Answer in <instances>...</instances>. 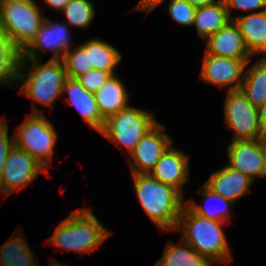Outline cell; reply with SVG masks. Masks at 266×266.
<instances>
[{
  "mask_svg": "<svg viewBox=\"0 0 266 266\" xmlns=\"http://www.w3.org/2000/svg\"><path fill=\"white\" fill-rule=\"evenodd\" d=\"M240 90L257 108L266 101V57L245 69Z\"/></svg>",
  "mask_w": 266,
  "mask_h": 266,
  "instance_id": "cb8c5ba5",
  "label": "cell"
},
{
  "mask_svg": "<svg viewBox=\"0 0 266 266\" xmlns=\"http://www.w3.org/2000/svg\"><path fill=\"white\" fill-rule=\"evenodd\" d=\"M111 76L110 72L92 69L76 79L87 91L95 94Z\"/></svg>",
  "mask_w": 266,
  "mask_h": 266,
  "instance_id": "f546056e",
  "label": "cell"
},
{
  "mask_svg": "<svg viewBox=\"0 0 266 266\" xmlns=\"http://www.w3.org/2000/svg\"><path fill=\"white\" fill-rule=\"evenodd\" d=\"M21 52L8 35H0V85L11 88L18 80Z\"/></svg>",
  "mask_w": 266,
  "mask_h": 266,
  "instance_id": "484cf974",
  "label": "cell"
},
{
  "mask_svg": "<svg viewBox=\"0 0 266 266\" xmlns=\"http://www.w3.org/2000/svg\"><path fill=\"white\" fill-rule=\"evenodd\" d=\"M229 167L238 170L253 181L265 177L262 139L231 141L227 147Z\"/></svg>",
  "mask_w": 266,
  "mask_h": 266,
  "instance_id": "4fadbf2b",
  "label": "cell"
},
{
  "mask_svg": "<svg viewBox=\"0 0 266 266\" xmlns=\"http://www.w3.org/2000/svg\"><path fill=\"white\" fill-rule=\"evenodd\" d=\"M262 155L264 158L265 177H266V137L262 138Z\"/></svg>",
  "mask_w": 266,
  "mask_h": 266,
  "instance_id": "8d00e7d4",
  "label": "cell"
},
{
  "mask_svg": "<svg viewBox=\"0 0 266 266\" xmlns=\"http://www.w3.org/2000/svg\"><path fill=\"white\" fill-rule=\"evenodd\" d=\"M45 17L34 0L0 6L3 31L21 52L35 37Z\"/></svg>",
  "mask_w": 266,
  "mask_h": 266,
  "instance_id": "52a82bcc",
  "label": "cell"
},
{
  "mask_svg": "<svg viewBox=\"0 0 266 266\" xmlns=\"http://www.w3.org/2000/svg\"><path fill=\"white\" fill-rule=\"evenodd\" d=\"M110 234L91 209L85 207L72 211L62 220L47 243L66 252H77L82 257V253H91L101 246Z\"/></svg>",
  "mask_w": 266,
  "mask_h": 266,
  "instance_id": "3957f363",
  "label": "cell"
},
{
  "mask_svg": "<svg viewBox=\"0 0 266 266\" xmlns=\"http://www.w3.org/2000/svg\"><path fill=\"white\" fill-rule=\"evenodd\" d=\"M95 98L104 119L129 106V94L123 82L115 74L95 93Z\"/></svg>",
  "mask_w": 266,
  "mask_h": 266,
  "instance_id": "d6986e66",
  "label": "cell"
},
{
  "mask_svg": "<svg viewBox=\"0 0 266 266\" xmlns=\"http://www.w3.org/2000/svg\"><path fill=\"white\" fill-rule=\"evenodd\" d=\"M224 3L231 20H233L231 11L235 8L241 11H256L259 9L266 11V0H224Z\"/></svg>",
  "mask_w": 266,
  "mask_h": 266,
  "instance_id": "1f68e13d",
  "label": "cell"
},
{
  "mask_svg": "<svg viewBox=\"0 0 266 266\" xmlns=\"http://www.w3.org/2000/svg\"><path fill=\"white\" fill-rule=\"evenodd\" d=\"M153 116L151 112L128 106L105 119L99 133L121 149L125 146L130 154L141 138L158 123Z\"/></svg>",
  "mask_w": 266,
  "mask_h": 266,
  "instance_id": "8992f818",
  "label": "cell"
},
{
  "mask_svg": "<svg viewBox=\"0 0 266 266\" xmlns=\"http://www.w3.org/2000/svg\"><path fill=\"white\" fill-rule=\"evenodd\" d=\"M80 46L88 54L89 64L93 69H98L105 72H110L115 75V71L122 55L114 46L100 39H91L81 43Z\"/></svg>",
  "mask_w": 266,
  "mask_h": 266,
  "instance_id": "7402d4cb",
  "label": "cell"
},
{
  "mask_svg": "<svg viewBox=\"0 0 266 266\" xmlns=\"http://www.w3.org/2000/svg\"><path fill=\"white\" fill-rule=\"evenodd\" d=\"M26 0H0V6L4 4H12V3H19V2H24Z\"/></svg>",
  "mask_w": 266,
  "mask_h": 266,
  "instance_id": "74e56055",
  "label": "cell"
},
{
  "mask_svg": "<svg viewBox=\"0 0 266 266\" xmlns=\"http://www.w3.org/2000/svg\"><path fill=\"white\" fill-rule=\"evenodd\" d=\"M149 174L183 195V185L189 178V156L173 147L172 143Z\"/></svg>",
  "mask_w": 266,
  "mask_h": 266,
  "instance_id": "5bb4252c",
  "label": "cell"
},
{
  "mask_svg": "<svg viewBox=\"0 0 266 266\" xmlns=\"http://www.w3.org/2000/svg\"><path fill=\"white\" fill-rule=\"evenodd\" d=\"M251 60L233 59L206 54L203 56V65L200 79L216 87H227V91L240 90L244 71Z\"/></svg>",
  "mask_w": 266,
  "mask_h": 266,
  "instance_id": "8fae6325",
  "label": "cell"
},
{
  "mask_svg": "<svg viewBox=\"0 0 266 266\" xmlns=\"http://www.w3.org/2000/svg\"><path fill=\"white\" fill-rule=\"evenodd\" d=\"M245 45L253 56L262 54L266 57V11L250 12V14L233 17Z\"/></svg>",
  "mask_w": 266,
  "mask_h": 266,
  "instance_id": "ac0fdd59",
  "label": "cell"
},
{
  "mask_svg": "<svg viewBox=\"0 0 266 266\" xmlns=\"http://www.w3.org/2000/svg\"><path fill=\"white\" fill-rule=\"evenodd\" d=\"M201 195L205 201V205H199L194 200H188L185 204L196 214L219 222H228L231 217L230 208L235 203L225 199L224 197L214 193L205 184L196 192ZM209 202H212L209 203Z\"/></svg>",
  "mask_w": 266,
  "mask_h": 266,
  "instance_id": "44dd1931",
  "label": "cell"
},
{
  "mask_svg": "<svg viewBox=\"0 0 266 266\" xmlns=\"http://www.w3.org/2000/svg\"><path fill=\"white\" fill-rule=\"evenodd\" d=\"M164 0H140L134 10H143L145 13H151L154 9L161 4Z\"/></svg>",
  "mask_w": 266,
  "mask_h": 266,
  "instance_id": "d6a6232c",
  "label": "cell"
},
{
  "mask_svg": "<svg viewBox=\"0 0 266 266\" xmlns=\"http://www.w3.org/2000/svg\"><path fill=\"white\" fill-rule=\"evenodd\" d=\"M72 48L65 52L61 61L67 77L76 79L92 70L93 66L89 64L88 54L80 45Z\"/></svg>",
  "mask_w": 266,
  "mask_h": 266,
  "instance_id": "83f0119b",
  "label": "cell"
},
{
  "mask_svg": "<svg viewBox=\"0 0 266 266\" xmlns=\"http://www.w3.org/2000/svg\"><path fill=\"white\" fill-rule=\"evenodd\" d=\"M225 125L233 131L232 141L262 139L258 109L241 90L227 91L224 103Z\"/></svg>",
  "mask_w": 266,
  "mask_h": 266,
  "instance_id": "ba28073f",
  "label": "cell"
},
{
  "mask_svg": "<svg viewBox=\"0 0 266 266\" xmlns=\"http://www.w3.org/2000/svg\"><path fill=\"white\" fill-rule=\"evenodd\" d=\"M257 109L263 137H266V101Z\"/></svg>",
  "mask_w": 266,
  "mask_h": 266,
  "instance_id": "836d02e7",
  "label": "cell"
},
{
  "mask_svg": "<svg viewBox=\"0 0 266 266\" xmlns=\"http://www.w3.org/2000/svg\"><path fill=\"white\" fill-rule=\"evenodd\" d=\"M42 172L47 174L48 170L26 151L13 146L0 175V192L6 198L12 192L29 185Z\"/></svg>",
  "mask_w": 266,
  "mask_h": 266,
  "instance_id": "9c48e42d",
  "label": "cell"
},
{
  "mask_svg": "<svg viewBox=\"0 0 266 266\" xmlns=\"http://www.w3.org/2000/svg\"><path fill=\"white\" fill-rule=\"evenodd\" d=\"M52 260H50V264L48 266H67V265H63L62 263H59L58 261H56L55 259L51 258Z\"/></svg>",
  "mask_w": 266,
  "mask_h": 266,
  "instance_id": "f35d334b",
  "label": "cell"
},
{
  "mask_svg": "<svg viewBox=\"0 0 266 266\" xmlns=\"http://www.w3.org/2000/svg\"><path fill=\"white\" fill-rule=\"evenodd\" d=\"M231 20L224 0L197 7L193 25L199 37L207 39L209 36L226 26Z\"/></svg>",
  "mask_w": 266,
  "mask_h": 266,
  "instance_id": "ffe728a7",
  "label": "cell"
},
{
  "mask_svg": "<svg viewBox=\"0 0 266 266\" xmlns=\"http://www.w3.org/2000/svg\"><path fill=\"white\" fill-rule=\"evenodd\" d=\"M48 7L61 11L71 0H43Z\"/></svg>",
  "mask_w": 266,
  "mask_h": 266,
  "instance_id": "e575fe53",
  "label": "cell"
},
{
  "mask_svg": "<svg viewBox=\"0 0 266 266\" xmlns=\"http://www.w3.org/2000/svg\"><path fill=\"white\" fill-rule=\"evenodd\" d=\"M192 6L194 7H201L204 5H209V4H213L216 3L220 0H187Z\"/></svg>",
  "mask_w": 266,
  "mask_h": 266,
  "instance_id": "d590c367",
  "label": "cell"
},
{
  "mask_svg": "<svg viewBox=\"0 0 266 266\" xmlns=\"http://www.w3.org/2000/svg\"><path fill=\"white\" fill-rule=\"evenodd\" d=\"M65 20L52 22L45 17L43 24L31 42L21 51V58L42 60V51H52L50 60H61L65 52L71 49L72 41Z\"/></svg>",
  "mask_w": 266,
  "mask_h": 266,
  "instance_id": "30bf717a",
  "label": "cell"
},
{
  "mask_svg": "<svg viewBox=\"0 0 266 266\" xmlns=\"http://www.w3.org/2000/svg\"><path fill=\"white\" fill-rule=\"evenodd\" d=\"M13 146L14 136L11 138L9 137L8 123H6V118H0V175L5 165L8 153Z\"/></svg>",
  "mask_w": 266,
  "mask_h": 266,
  "instance_id": "4dcf8cb0",
  "label": "cell"
},
{
  "mask_svg": "<svg viewBox=\"0 0 266 266\" xmlns=\"http://www.w3.org/2000/svg\"><path fill=\"white\" fill-rule=\"evenodd\" d=\"M68 93L66 100L73 105L88 126L100 132L105 119L101 116L95 94L87 91L75 78L67 77L62 94Z\"/></svg>",
  "mask_w": 266,
  "mask_h": 266,
  "instance_id": "e0dca14e",
  "label": "cell"
},
{
  "mask_svg": "<svg viewBox=\"0 0 266 266\" xmlns=\"http://www.w3.org/2000/svg\"><path fill=\"white\" fill-rule=\"evenodd\" d=\"M180 245L169 241L165 244L162 258L153 266H213L208 257L200 255L190 245L180 240Z\"/></svg>",
  "mask_w": 266,
  "mask_h": 266,
  "instance_id": "603a6c76",
  "label": "cell"
},
{
  "mask_svg": "<svg viewBox=\"0 0 266 266\" xmlns=\"http://www.w3.org/2000/svg\"><path fill=\"white\" fill-rule=\"evenodd\" d=\"M61 12L65 14L69 26L87 28L93 21L96 11L90 0H71Z\"/></svg>",
  "mask_w": 266,
  "mask_h": 266,
  "instance_id": "4316f807",
  "label": "cell"
},
{
  "mask_svg": "<svg viewBox=\"0 0 266 266\" xmlns=\"http://www.w3.org/2000/svg\"><path fill=\"white\" fill-rule=\"evenodd\" d=\"M206 54L233 59L251 60L244 38L234 21L219 29L206 39Z\"/></svg>",
  "mask_w": 266,
  "mask_h": 266,
  "instance_id": "9a60e30c",
  "label": "cell"
},
{
  "mask_svg": "<svg viewBox=\"0 0 266 266\" xmlns=\"http://www.w3.org/2000/svg\"><path fill=\"white\" fill-rule=\"evenodd\" d=\"M159 122L150 129L130 153L128 163L133 174L150 173L163 153L173 143Z\"/></svg>",
  "mask_w": 266,
  "mask_h": 266,
  "instance_id": "7c38bea8",
  "label": "cell"
},
{
  "mask_svg": "<svg viewBox=\"0 0 266 266\" xmlns=\"http://www.w3.org/2000/svg\"><path fill=\"white\" fill-rule=\"evenodd\" d=\"M27 242L23 234L15 231V236L10 237L0 247V266H38Z\"/></svg>",
  "mask_w": 266,
  "mask_h": 266,
  "instance_id": "d4e9b609",
  "label": "cell"
},
{
  "mask_svg": "<svg viewBox=\"0 0 266 266\" xmlns=\"http://www.w3.org/2000/svg\"><path fill=\"white\" fill-rule=\"evenodd\" d=\"M253 183L254 181L244 173L225 165L213 171L204 184L214 193L235 203L246 196Z\"/></svg>",
  "mask_w": 266,
  "mask_h": 266,
  "instance_id": "2e32d148",
  "label": "cell"
},
{
  "mask_svg": "<svg viewBox=\"0 0 266 266\" xmlns=\"http://www.w3.org/2000/svg\"><path fill=\"white\" fill-rule=\"evenodd\" d=\"M66 78L61 60L49 59L42 64L41 60L21 58L16 85L21 84L19 94L53 108L55 100L62 96Z\"/></svg>",
  "mask_w": 266,
  "mask_h": 266,
  "instance_id": "277c9868",
  "label": "cell"
},
{
  "mask_svg": "<svg viewBox=\"0 0 266 266\" xmlns=\"http://www.w3.org/2000/svg\"><path fill=\"white\" fill-rule=\"evenodd\" d=\"M170 17L181 26H192L196 7L187 0H170L168 5Z\"/></svg>",
  "mask_w": 266,
  "mask_h": 266,
  "instance_id": "f1b7e54d",
  "label": "cell"
},
{
  "mask_svg": "<svg viewBox=\"0 0 266 266\" xmlns=\"http://www.w3.org/2000/svg\"><path fill=\"white\" fill-rule=\"evenodd\" d=\"M194 213L184 204L174 232L182 230L181 241L214 263L231 262L232 255L223 231V224Z\"/></svg>",
  "mask_w": 266,
  "mask_h": 266,
  "instance_id": "7a4b0ae2",
  "label": "cell"
},
{
  "mask_svg": "<svg viewBox=\"0 0 266 266\" xmlns=\"http://www.w3.org/2000/svg\"><path fill=\"white\" fill-rule=\"evenodd\" d=\"M132 176L138 202L144 212L161 232H174L184 206L183 195L149 173H132Z\"/></svg>",
  "mask_w": 266,
  "mask_h": 266,
  "instance_id": "6da1fadb",
  "label": "cell"
},
{
  "mask_svg": "<svg viewBox=\"0 0 266 266\" xmlns=\"http://www.w3.org/2000/svg\"><path fill=\"white\" fill-rule=\"evenodd\" d=\"M0 35H7L4 31H3V28H2V24L0 22Z\"/></svg>",
  "mask_w": 266,
  "mask_h": 266,
  "instance_id": "ab89813d",
  "label": "cell"
},
{
  "mask_svg": "<svg viewBox=\"0 0 266 266\" xmlns=\"http://www.w3.org/2000/svg\"><path fill=\"white\" fill-rule=\"evenodd\" d=\"M15 130L14 146L26 151L46 169L50 167L57 133L44 111L33 107L32 113Z\"/></svg>",
  "mask_w": 266,
  "mask_h": 266,
  "instance_id": "5b68a950",
  "label": "cell"
}]
</instances>
